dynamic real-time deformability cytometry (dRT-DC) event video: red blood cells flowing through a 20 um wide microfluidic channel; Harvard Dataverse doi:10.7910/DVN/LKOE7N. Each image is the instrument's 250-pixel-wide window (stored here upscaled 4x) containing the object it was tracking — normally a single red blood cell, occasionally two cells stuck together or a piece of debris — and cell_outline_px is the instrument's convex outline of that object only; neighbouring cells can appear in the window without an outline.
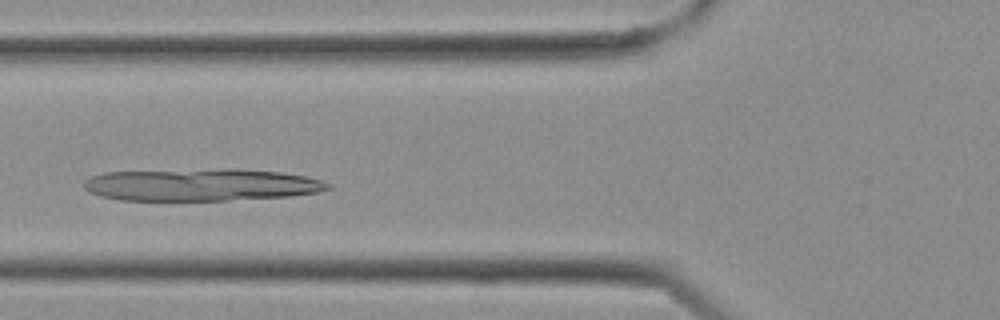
{"species": "Egyptian fruit bat (a non-hibernating species)", "species_latin": "Rousettus aegyptiacus", "temperature_condition": "cold", "stored_images_in_passage": 11, "camera_frame_rate_fps": 3000, "um_per_image_px": 0.085, "frame": {"image": 1, "passage_image": 8, "time_ms": 2.333, "image_size_px": [1000, 320], "cell_outline_px": [[332, 188], [320, 192], [292, 196], [228, 200], [120, 200], [100, 196], [88, 192], [84, 188], [84, 180], [92, 176], [104, 172], [236, 168], [280, 172], [304, 176], [320, 180], [332, 184]], "centroid_in_image_um": [17.12, 15.7], "position_along_channel_um": 108.7, "area_um2": 46.18}}
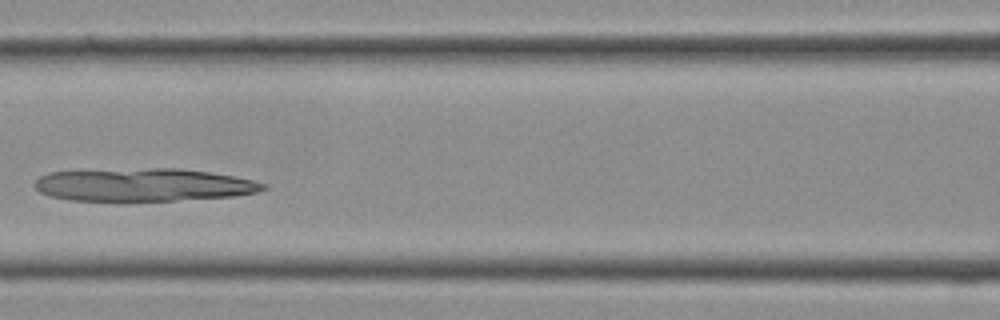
{"frame": {"image": 2, "passage_image": 10, "time_ms": 3.0, "image_size_px": [1000, 320], "cell_outline_px": [[268, 188], [256, 192], [236, 196], [124, 204], [120, 204], [72, 200], [48, 196], [40, 192], [32, 184], [40, 176], [48, 172], [152, 168], [180, 168], [208, 172], [232, 176], [252, 180], [268, 184]], "centroid_in_image_um": [12.15, 15.76], "position_along_channel_um": 154.4, "area_um2": 45.2}}